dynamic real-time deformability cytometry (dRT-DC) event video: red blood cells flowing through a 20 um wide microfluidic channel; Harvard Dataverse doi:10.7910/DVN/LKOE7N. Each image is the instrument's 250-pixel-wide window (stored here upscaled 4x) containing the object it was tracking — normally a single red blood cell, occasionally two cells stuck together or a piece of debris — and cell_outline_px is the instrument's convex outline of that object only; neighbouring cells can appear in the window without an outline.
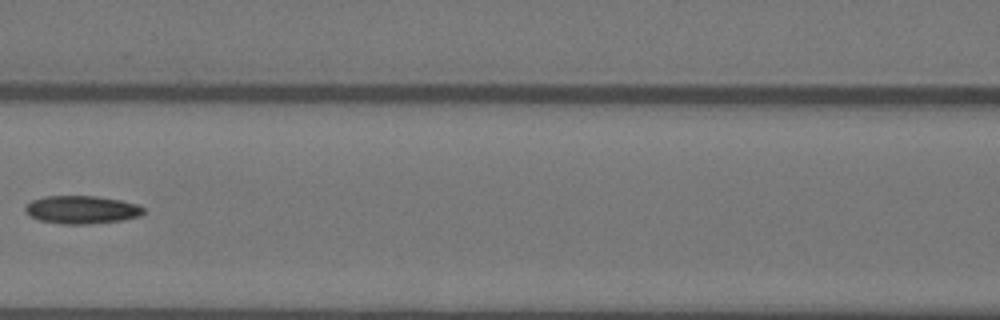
{"species": "Egyptian fruit bat (a non-hibernating species)", "species_latin": "Rousettus aegyptiacus", "temperature_condition": "warm", "stored_images_in_passage": 7, "segment_of_instrument_passage": [2, 2], "camera_frame_rate_fps": 3000, "um_per_image_px": 0.085, "animal": {"sex": "female"}, "frame": {"image": 1, "passage_image": 7, "time_ms": 2.0, "image_size_px": [1000, 320], "cell_outline_px": [[144, 212], [140, 216], [120, 220], [88, 224], [60, 224], [40, 220], [32, 216], [24, 208], [32, 200], [44, 196], [96, 196], [120, 200], [136, 204], [144, 208]], "centroid_in_image_um": [6.96, 17.82], "position_along_channel_um": 159.6, "area_um2": 19.07}}